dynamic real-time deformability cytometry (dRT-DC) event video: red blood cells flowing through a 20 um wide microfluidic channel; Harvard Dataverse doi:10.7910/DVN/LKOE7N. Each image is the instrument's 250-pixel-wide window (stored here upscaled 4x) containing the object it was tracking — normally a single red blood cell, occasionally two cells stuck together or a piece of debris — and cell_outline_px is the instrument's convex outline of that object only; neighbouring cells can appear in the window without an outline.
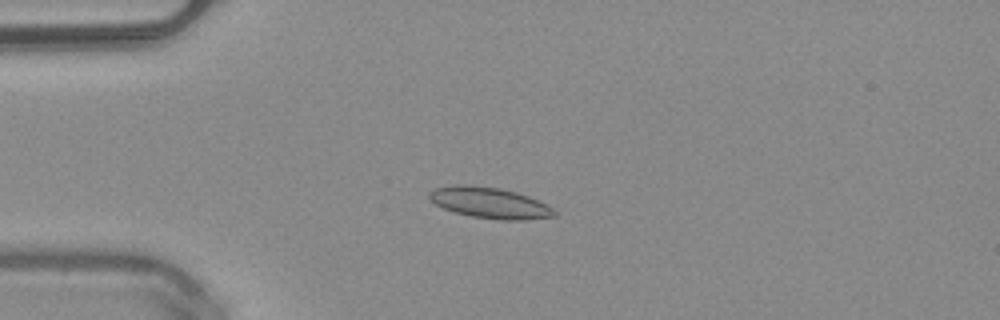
{"species": "common noctule bat (a hibernating species)", "species_latin": "Nyctalus noctula", "temperature_condition": "warm", "stored_images_in_passage": 50, "camera_frame_rate_fps": 3000, "um_per_image_px": 0.085, "animal": {"sex": "male", "body_mass_g": 20.4}, "frame": {"image": 1, "passage_image": 13, "time_ms": 4.0, "image_size_px": [1000, 320], "cell_outline_px": [[556, 216], [524, 220], [500, 220], [472, 216], [456, 212], [444, 208], [436, 204], [428, 196], [428, 192], [436, 188], [452, 184], [472, 184], [500, 188], [516, 192], [528, 196], [552, 208], [556, 212]], "centroid_in_image_um": [41.6, 17.22], "position_along_channel_um": 43.4, "area_um2": 22.48}}
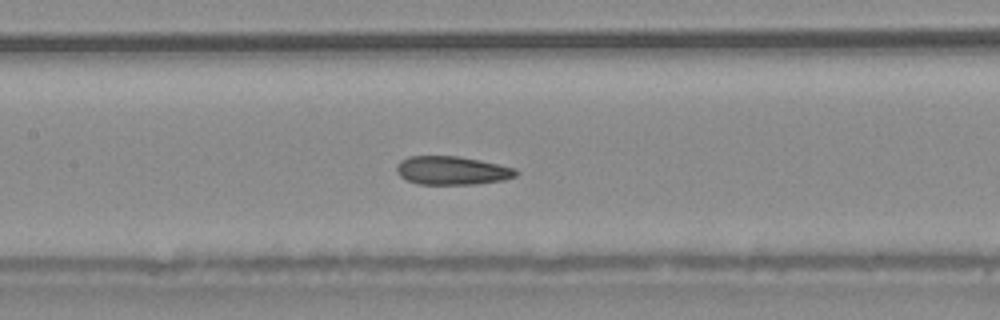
{"frame": {"image": 2, "passage_image": 24, "time_ms": 7.667, "image_size_px": [1000, 320], "cell_outline_px": [[520, 172], [516, 176], [504, 180], [476, 184], [420, 184], [408, 180], [400, 176], [396, 172], [396, 164], [400, 160], [408, 156], [460, 156], [480, 160], [516, 168]], "centroid_in_image_um": [38.43, 14.48], "position_along_channel_um": 169.0, "area_um2": 20.0}}
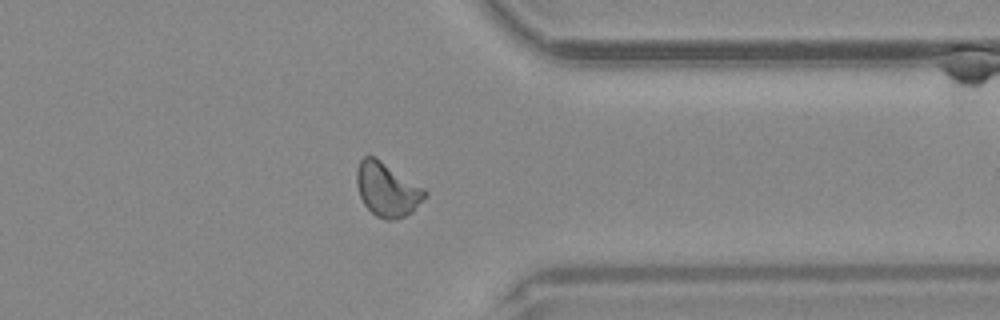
{"frame": {"image": 3, "passage_image": 40, "time_ms": 13.0, "image_size_px": [1000, 320], "cell_outline_px": [[428, 196], [412, 212], [404, 216], [392, 220], [384, 220], [376, 216], [364, 204], [360, 196], [356, 184], [356, 168], [360, 160], [364, 156], [376, 156], [424, 188], [428, 192]], "centroid_in_image_um": [32.91, 16.09], "position_along_channel_um": 378.5, "area_um2": 21.68}, "authors_computed_cell_mechanics": {"area_um2": 20.4612, "velocity_mm_per_s": 4.0339, "shape_relaxation_time_tau1_ms": null, "shape_relaxation_time_tau2_ms": 1.7916, "deformation_change_tau1": null, "deformation_change_tau2": 0.0596}}